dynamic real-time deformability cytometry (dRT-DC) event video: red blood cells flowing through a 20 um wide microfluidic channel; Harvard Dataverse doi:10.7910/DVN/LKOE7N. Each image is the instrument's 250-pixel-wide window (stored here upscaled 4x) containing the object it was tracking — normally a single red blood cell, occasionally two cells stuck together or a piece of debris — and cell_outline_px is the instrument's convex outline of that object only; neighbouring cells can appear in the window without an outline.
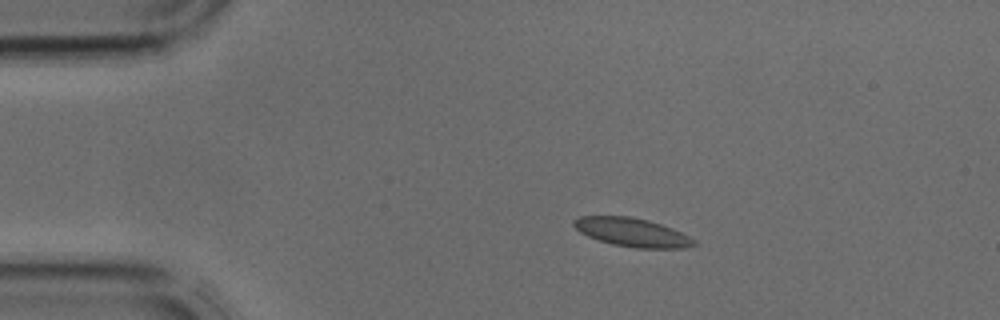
{"species": "common noctule bat (a hibernating species)", "species_latin": "Nyctalus noctula", "temperature_condition": "cold", "stored_images_in_passage": 2, "camera_frame_rate_fps": 3000, "um_per_image_px": 0.085, "animal": {"sex": "male", "body_mass_g": 17.9, "forearm_length_mm": 54.2}, "frame": {"image": 1, "passage_image": 1, "time_ms": 0.0, "image_size_px": [1000, 320], "cell_outline_px": [[696, 244], [684, 248], [636, 248], [612, 244], [588, 236], [580, 232], [572, 224], [572, 220], [580, 216], [632, 216], [648, 220], [672, 228], [696, 240]], "centroid_in_image_um": [53.71, 19.74], "position_along_channel_um": 31.3, "area_um2": 19.94}}